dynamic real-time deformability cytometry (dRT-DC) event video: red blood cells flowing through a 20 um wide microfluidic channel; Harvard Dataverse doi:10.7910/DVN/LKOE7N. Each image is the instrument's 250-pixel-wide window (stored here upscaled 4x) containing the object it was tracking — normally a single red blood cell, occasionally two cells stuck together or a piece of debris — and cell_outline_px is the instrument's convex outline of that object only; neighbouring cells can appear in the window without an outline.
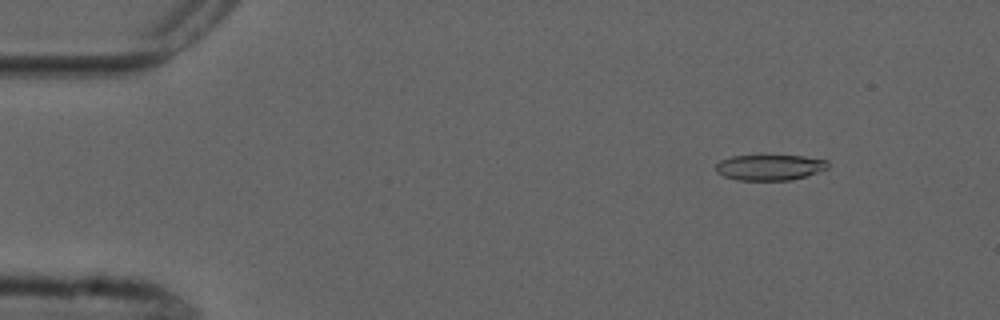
{"species": "common noctule bat (a hibernating species)", "species_latin": "Nyctalus noctula", "temperature_condition": "cold", "stored_images_in_passage": 5, "camera_frame_rate_fps": 3000, "um_per_image_px": 0.085, "animal": {"sex": "male", "forearm_length_mm": 52.5}, "frame": {"image": 1, "passage_image": 2, "time_ms": 1.0, "image_size_px": [1000, 320], "cell_outline_px": [[828, 168], [792, 180], [736, 180], [724, 176], [716, 172], [716, 164], [720, 160], [732, 156], [804, 156], [828, 160]], "centroid_in_image_um": [65.41, 14.23], "position_along_channel_um": 19.6, "area_um2": 16.65}}
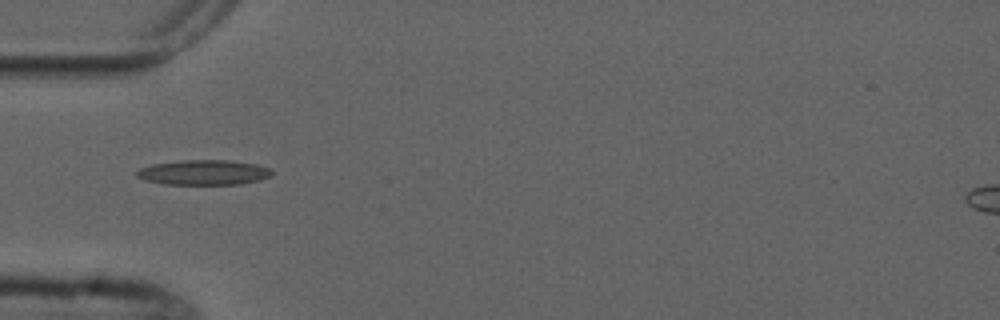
{"frame": {"image": 2, "passage_image": 5, "time_ms": 4.667, "image_size_px": [1000, 320], "cell_outline_px": [[272, 176], [260, 180], [240, 184], [164, 184], [144, 180], [136, 176], [136, 172], [140, 168], [152, 164], [180, 160], [228, 160], [256, 164], [268, 168], [272, 172]], "centroid_in_image_um": [17.3, 14.65], "position_along_channel_um": 67.7, "area_um2": 19.71}}